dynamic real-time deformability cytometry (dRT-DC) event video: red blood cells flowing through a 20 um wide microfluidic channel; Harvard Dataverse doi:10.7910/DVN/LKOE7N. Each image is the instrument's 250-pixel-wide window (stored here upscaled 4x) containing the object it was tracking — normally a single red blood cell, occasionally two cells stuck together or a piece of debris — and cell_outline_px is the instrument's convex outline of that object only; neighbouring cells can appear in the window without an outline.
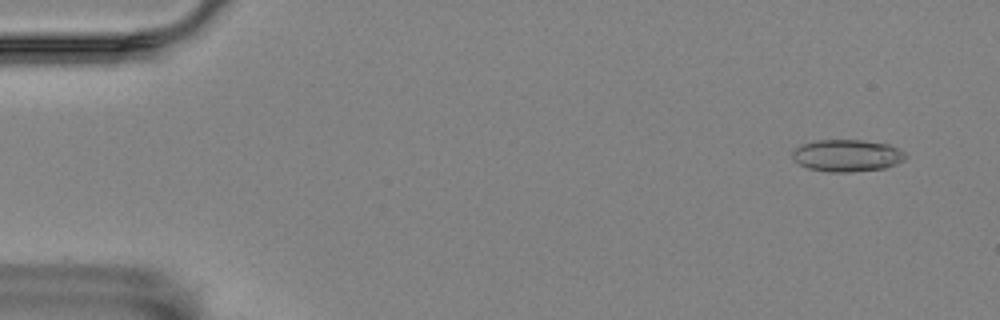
{"species": "Egyptian fruit bat (a non-hibernating species)", "species_latin": "Rousettus aegyptiacus", "temperature_condition": "room temperature", "stored_images_in_passage": 13, "camera_frame_rate_fps": 3000, "um_per_image_px": 0.085, "animal": {"sex": "female"}, "frame": {"image": 1, "passage_image": 4, "time_ms": 1.0, "image_size_px": [1000, 320], "cell_outline_px": [[908, 156], [904, 160], [896, 164], [884, 168], [852, 172], [828, 172], [808, 168], [800, 164], [792, 156], [792, 152], [800, 144], [816, 140], [864, 140], [888, 144], [904, 152]], "centroid_in_image_um": [72.01, 13.22], "position_along_channel_um": 13.0, "area_um2": 21.15}}